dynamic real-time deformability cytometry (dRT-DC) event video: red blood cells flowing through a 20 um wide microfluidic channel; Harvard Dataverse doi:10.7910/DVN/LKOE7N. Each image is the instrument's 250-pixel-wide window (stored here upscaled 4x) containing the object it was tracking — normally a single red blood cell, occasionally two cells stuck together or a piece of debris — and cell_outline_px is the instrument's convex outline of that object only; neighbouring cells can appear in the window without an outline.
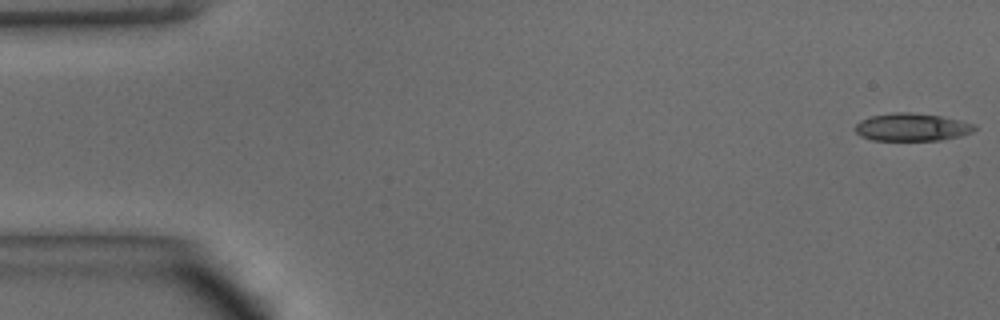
{"species": "common noctule bat (a hibernating species)", "species_latin": "Nyctalus noctula", "temperature_condition": "warm", "stored_images_in_passage": 39, "camera_frame_rate_fps": 3000, "um_per_image_px": 0.085, "animal": {"sex": "male", "body_mass_g": 15.6}, "frame": {"image": 1, "passage_image": 1, "time_ms": 0.0, "image_size_px": [1000, 320], "cell_outline_px": [[976, 128], [972, 132], [960, 136], [940, 140], [872, 140], [860, 136], [856, 132], [856, 124], [860, 120], [872, 116], [892, 112], [912, 112], [940, 116], [960, 120], [976, 124]], "centroid_in_image_um": [77.52, 10.8], "position_along_channel_um": 7.5, "area_um2": 19.31}}
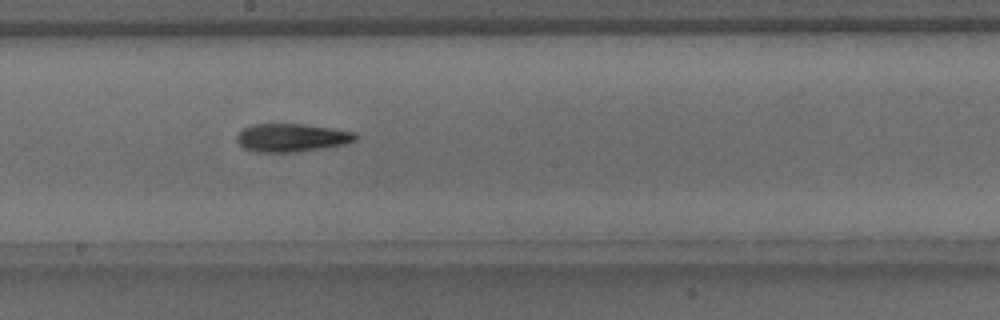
{"frame": {"image": 2, "passage_image": 26, "time_ms": 8.333, "image_size_px": [1000, 320], "cell_outline_px": [[360, 136], [356, 140], [344, 144], [296, 152], [256, 152], [244, 148], [236, 140], [236, 132], [252, 124], [304, 124], [336, 128], [356, 132]], "centroid_in_image_um": [24.8, 11.69], "position_along_channel_um": 223.4, "area_um2": 19.71}}
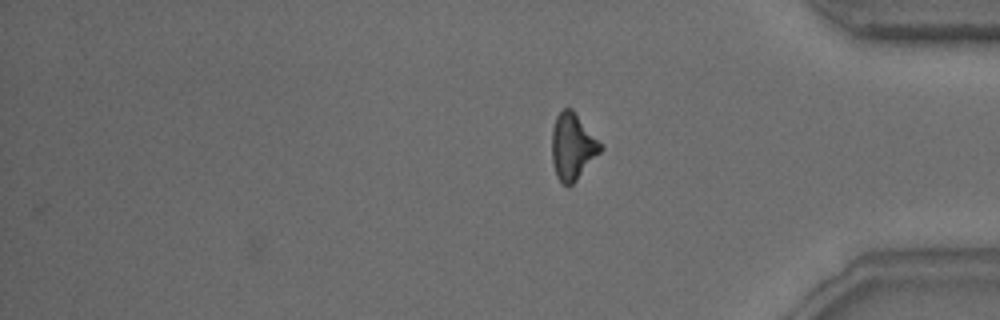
{"frame": {"image": 3, "passage_image": 39, "time_ms": 12.667, "image_size_px": [1000, 320], "cell_outline_px": [[604, 148], [576, 180], [568, 188], [560, 184], [556, 176], [552, 164], [552, 128], [556, 116], [564, 108], [572, 108]], "centroid_in_image_um": [48.63, 12.49], "position_along_channel_um": 386.6, "area_um2": 18.84}, "authors_computed_cell_mechanics": {"area_um2": 19.3052, "velocity_mm_per_s": 4.1681, "shape_relaxation_time_tau1_ms": 4.8284, "shape_relaxation_time_tau2_ms": 4.7929, "deformation_change_tau1": 0.1723, "deformation_change_tau2": 0.1642}}